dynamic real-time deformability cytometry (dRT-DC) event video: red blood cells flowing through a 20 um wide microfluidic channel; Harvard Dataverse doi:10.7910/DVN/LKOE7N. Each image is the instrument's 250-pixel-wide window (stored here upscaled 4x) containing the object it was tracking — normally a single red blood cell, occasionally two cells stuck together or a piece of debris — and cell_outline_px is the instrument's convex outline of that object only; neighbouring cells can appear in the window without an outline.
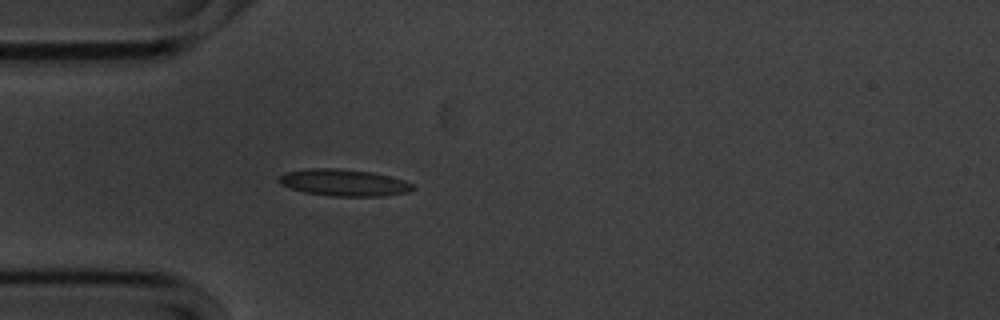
{"species": "common noctule bat (a hibernating species)", "species_latin": "Nyctalus noctula", "temperature_condition": "cold", "stored_images_in_passage": 41, "camera_frame_rate_fps": 3000, "um_per_image_px": 0.085, "animal": {"sex": "male", "body_mass_g": 20.1, "forearm_length_mm": 53.5}, "frame": {"image": 1, "passage_image": 1, "time_ms": 0.0, "image_size_px": [1000, 320], "cell_outline_px": [[416, 188], [408, 192], [380, 196], [332, 196], [304, 192], [280, 184], [276, 180], [284, 172], [312, 168], [336, 168], [372, 172], [404, 180], [412, 184]], "centroid_in_image_um": [29.21, 15.52], "position_along_channel_um": 55.8, "area_um2": 20.81}}
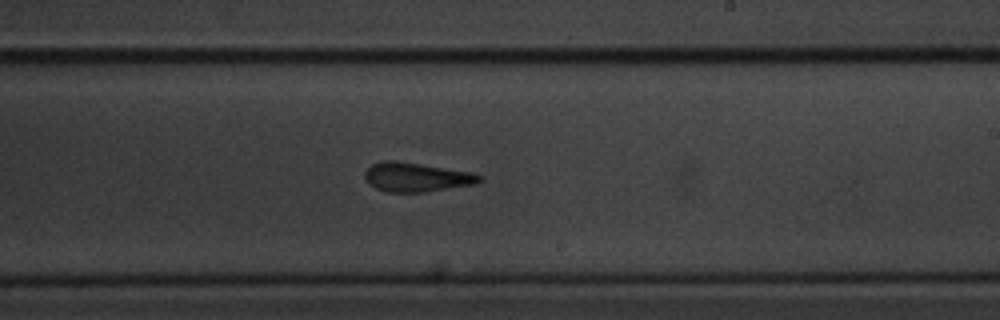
{"frame": {"image": 2, "passage_image": 18, "time_ms": 5.667, "image_size_px": [1000, 320], "cell_outline_px": [[484, 176], [476, 184], [424, 192], [388, 192], [376, 188], [368, 184], [364, 180], [364, 172], [372, 164], [380, 160], [396, 160], [472, 172]], "centroid_in_image_um": [35.36, 15.05], "position_along_channel_um": 253.6, "area_um2": 19.65}}
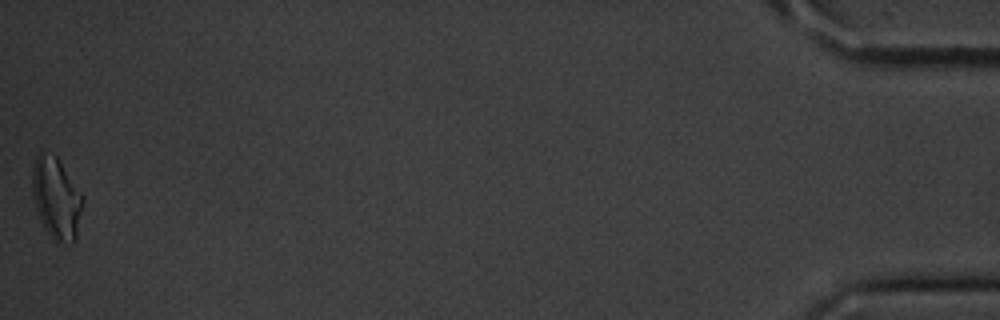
{"frame": {"image": 3, "passage_image": 41, "time_ms": 13.333, "image_size_px": [1000, 320], "cell_outline_px": [[84, 204], [76, 240], [72, 244], [56, 244], [52, 240], [44, 228], [40, 220], [32, 196], [32, 168], [36, 156], [40, 152], [56, 156], [84, 196]], "centroid_in_image_um": [4.81, 16.93], "position_along_channel_um": 430.4, "area_um2": 24.51}, "authors_computed_cell_mechanics": {"area_um2": 19.363, "velocity_mm_per_s": 3.5628, "shape_relaxation_time_tau1_ms": 3.5072, "shape_relaxation_time_tau2_ms": 2.1239, "deformation_change_tau1": 0.1237, "deformation_change_tau2": 0.1102}}